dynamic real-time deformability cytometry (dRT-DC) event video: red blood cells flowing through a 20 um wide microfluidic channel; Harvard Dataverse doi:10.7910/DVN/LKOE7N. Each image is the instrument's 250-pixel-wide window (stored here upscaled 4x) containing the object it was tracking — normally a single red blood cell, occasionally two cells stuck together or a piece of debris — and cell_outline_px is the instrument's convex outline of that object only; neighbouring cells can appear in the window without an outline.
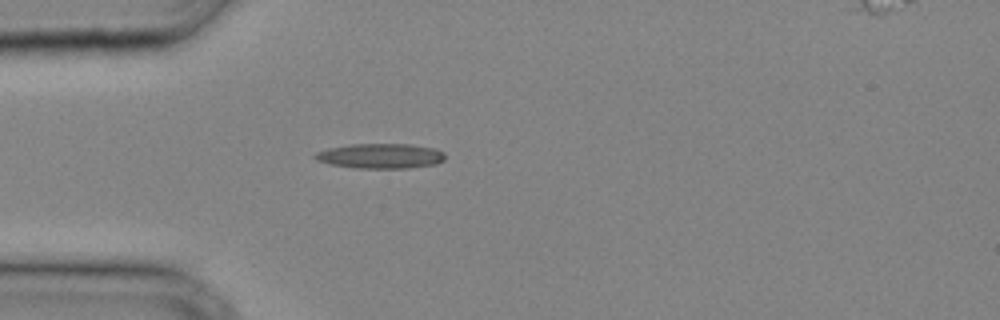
{"species": "common noctule bat (a hibernating species)", "species_latin": "Nyctalus noctula", "temperature_condition": "cold", "stored_images_in_passage": 25, "camera_frame_rate_fps": 3000, "um_per_image_px": 0.085, "animal": {"sex": "male", "body_mass_g": 20.4}, "frame": {"image": 1, "passage_image": 1, "time_ms": 0.0, "image_size_px": [1000, 320], "cell_outline_px": [[444, 160], [436, 164], [408, 168], [356, 168], [332, 164], [316, 160], [312, 156], [316, 152], [328, 148], [352, 144], [408, 144], [436, 148], [444, 152]], "centroid_in_image_um": [32.35, 13.25], "position_along_channel_um": 52.6, "area_um2": 18.9}}
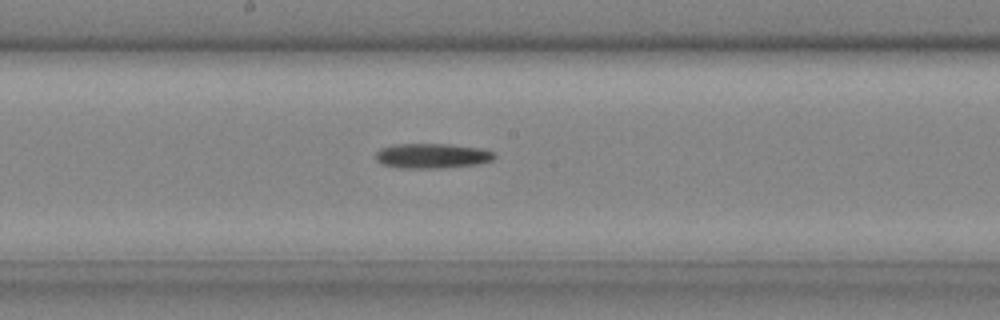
{"frame": {"image": 2, "passage_image": 10, "time_ms": 3.0, "image_size_px": [1000, 320], "cell_outline_px": [[496, 156], [492, 160], [476, 164], [440, 168], [396, 168], [384, 164], [376, 160], [376, 152], [380, 148], [392, 144], [448, 144], [484, 148], [496, 152]], "centroid_in_image_um": [36.74, 13.24], "position_along_channel_um": 211.5, "area_um2": 17.4}}
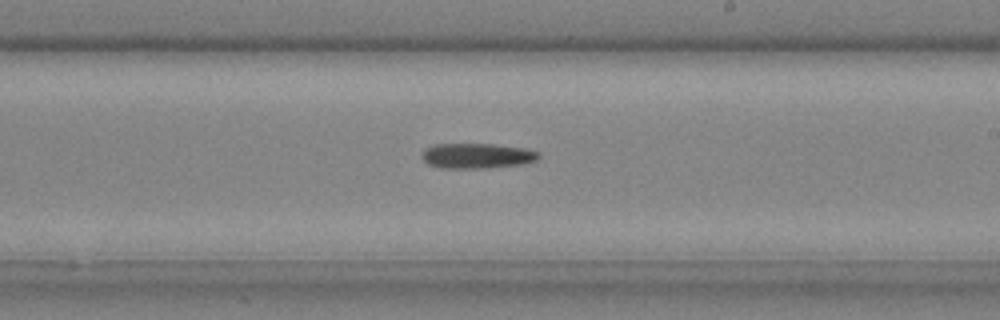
{"frame": {"image": 3, "passage_image": 12, "time_ms": 3.667, "image_size_px": [1000, 320], "cell_outline_px": [[540, 156], [536, 160], [524, 164], [488, 168], [440, 168], [428, 164], [420, 156], [424, 148], [436, 144], [492, 144], [524, 148], [540, 152]], "centroid_in_image_um": [40.53, 13.25], "position_along_channel_um": 248.5, "area_um2": 17.28}}